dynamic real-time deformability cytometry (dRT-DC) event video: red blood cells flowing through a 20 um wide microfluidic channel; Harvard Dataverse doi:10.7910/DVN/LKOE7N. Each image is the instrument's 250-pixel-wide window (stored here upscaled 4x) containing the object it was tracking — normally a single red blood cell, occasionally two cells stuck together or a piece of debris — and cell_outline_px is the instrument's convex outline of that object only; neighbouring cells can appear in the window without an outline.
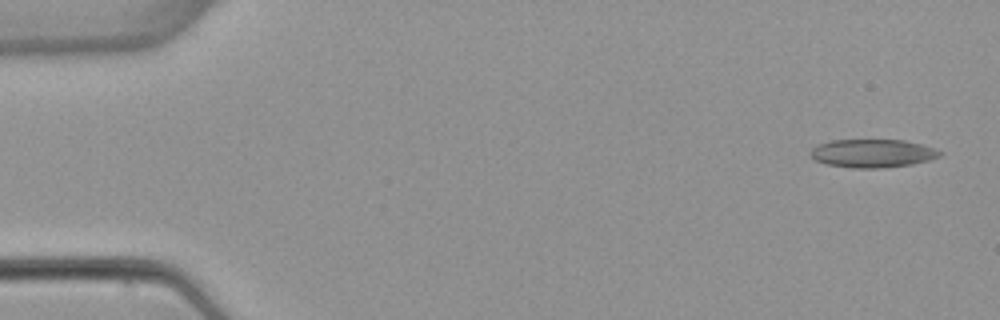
{"species": "common noctule bat (a hibernating species)", "species_latin": "Nyctalus noctula", "temperature_condition": "warm", "stored_images_in_passage": 5, "camera_frame_rate_fps": 3000, "um_per_image_px": 0.085, "animal": {"sex": "female", "body_mass_g": 22.7, "forearm_length_mm": 54.2}, "frame": {"image": 1, "passage_image": 1, "time_ms": 0.0, "image_size_px": [1000, 320], "cell_outline_px": [[944, 152], [940, 156], [928, 160], [912, 164], [880, 168], [852, 168], [824, 164], [816, 160], [808, 152], [816, 144], [832, 140], [904, 140], [920, 144]], "centroid_in_image_um": [74.12, 13.03], "position_along_channel_um": 10.9, "area_um2": 21.33}}
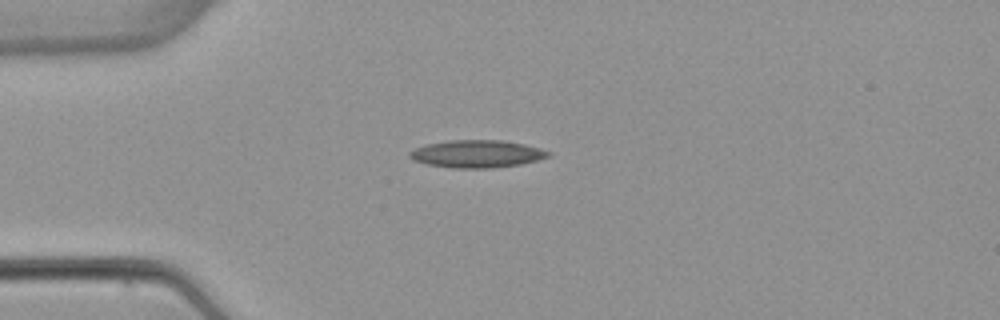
{"frame": {"image": 2, "passage_image": 4, "time_ms": 3.667, "image_size_px": [1000, 320], "cell_outline_px": [[552, 156], [520, 164], [492, 168], [452, 168], [424, 164], [412, 160], [408, 156], [408, 152], [424, 144], [448, 140], [504, 140], [524, 144], [540, 148], [552, 152]], "centroid_in_image_um": [40.51, 13.07], "position_along_channel_um": 44.5, "area_um2": 22.54}}
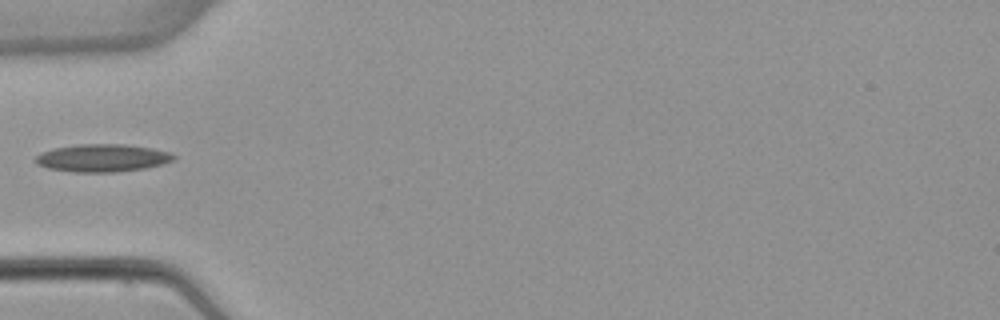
{"frame": {"image": 3, "passage_image": 5, "time_ms": 5.0, "image_size_px": [1000, 320], "cell_outline_px": [[176, 160], [144, 168], [116, 172], [72, 172], [48, 168], [36, 164], [36, 156], [44, 152], [56, 148], [80, 144], [124, 144], [152, 148], [172, 152], [176, 156]], "centroid_in_image_um": [8.75, 13.43], "position_along_channel_um": 76.2, "area_um2": 22.2}}